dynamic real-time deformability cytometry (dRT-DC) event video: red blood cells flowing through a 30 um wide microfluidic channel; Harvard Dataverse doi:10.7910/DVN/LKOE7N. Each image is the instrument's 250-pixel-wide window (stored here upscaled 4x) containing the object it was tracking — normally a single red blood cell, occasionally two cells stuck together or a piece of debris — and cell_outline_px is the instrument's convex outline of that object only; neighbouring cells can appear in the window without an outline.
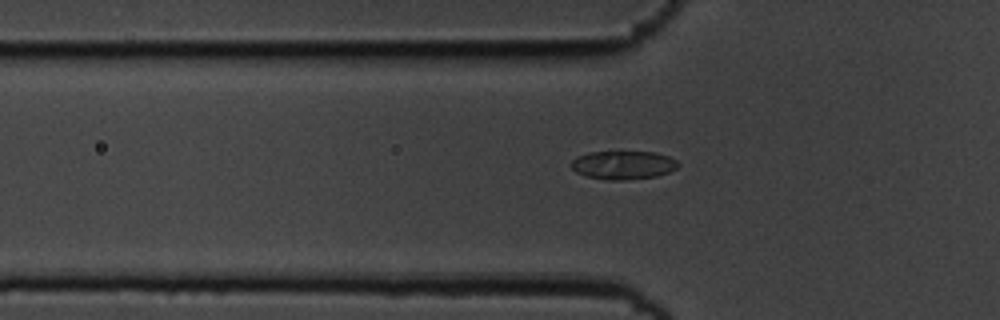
{"species": "common noctule bat (a hibernating species)", "species_latin": "Nyctalus noctula", "temperature_condition": "cold", "stored_images_in_passage": 41, "camera_frame_rate_fps": 3000, "um_per_image_px": 0.085, "animal": {"sex": "male", "body_mass_g": 19.5, "forearm_length_mm": 54.6}, "frame": {"image": 1, "passage_image": 6, "time_ms": 1.667, "image_size_px": [1000, 320], "cell_outline_px": [[680, 164], [676, 168], [668, 172], [656, 176], [624, 180], [608, 180], [588, 176], [576, 172], [568, 164], [576, 156], [588, 152], [656, 152], [668, 156], [676, 160]], "centroid_in_image_um": [52.94, 14.02], "position_along_channel_um": 72.9, "area_um2": 17.74}}
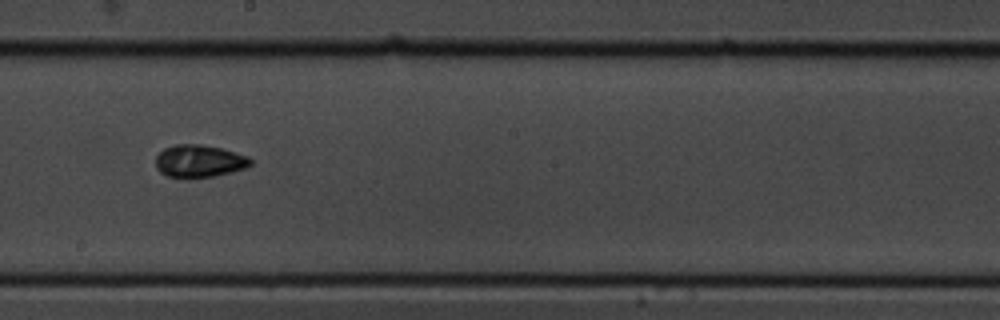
{"frame": {"image": 2, "passage_image": 19, "time_ms": 6.0, "image_size_px": [1000, 320], "cell_outline_px": [[252, 164], [244, 168], [212, 176], [168, 176], [160, 172], [156, 168], [156, 156], [164, 148], [176, 144], [200, 144], [220, 148], [248, 156], [252, 160]], "centroid_in_image_um": [16.92, 13.66], "position_along_channel_um": 231.3, "area_um2": 17.46}}
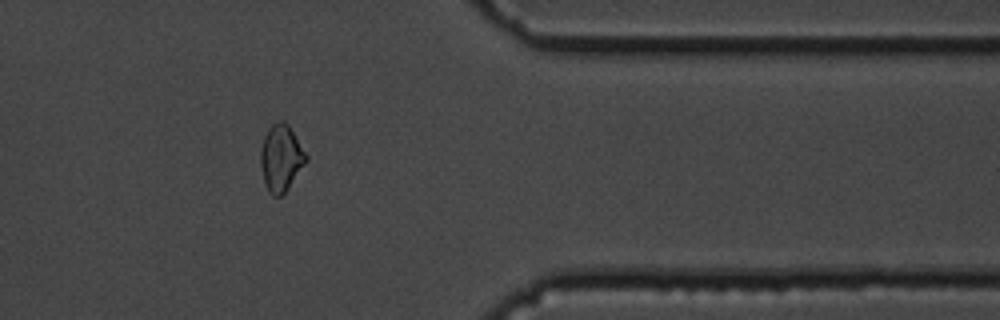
{"frame": {"image": 3, "passage_image": 33, "time_ms": 10.667, "image_size_px": [1000, 320], "cell_outline_px": [[308, 160], [288, 188], [280, 196], [272, 196], [268, 192], [264, 180], [260, 164], [260, 152], [264, 136], [268, 128], [272, 124], [280, 120], [284, 120], [288, 124], [308, 156]], "centroid_in_image_um": [23.88, 13.42], "position_along_channel_um": 387.5, "area_um2": 17.63}, "authors_computed_cell_mechanics": {"area_um2": 17.5134, "velocity_mm_per_s": 3.6524, "shape_relaxation_time_tau1_ms": 7.3723, "shape_relaxation_time_tau2_ms": 2.9334, "deformation_change_tau1": 0.1185, "deformation_change_tau2": 0.0574}}